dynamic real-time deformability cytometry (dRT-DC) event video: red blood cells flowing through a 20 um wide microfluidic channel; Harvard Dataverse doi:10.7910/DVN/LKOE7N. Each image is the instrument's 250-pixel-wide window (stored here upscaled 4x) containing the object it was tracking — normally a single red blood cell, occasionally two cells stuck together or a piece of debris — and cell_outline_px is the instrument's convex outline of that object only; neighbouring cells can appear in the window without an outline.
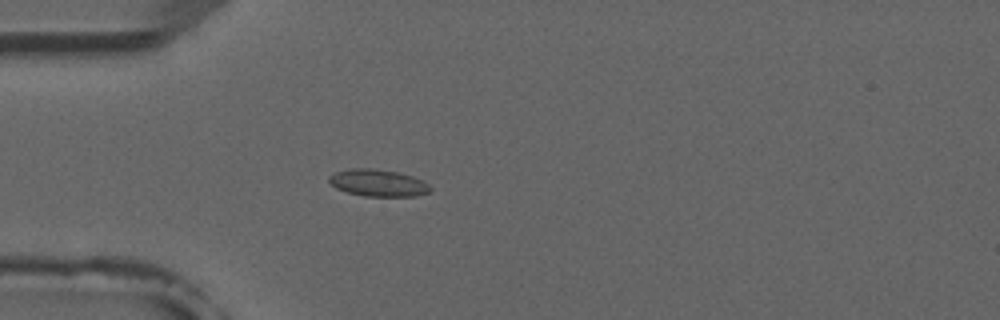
{"species": "common noctule bat (a hibernating species)", "species_latin": "Nyctalus noctula", "temperature_condition": "room temperature", "stored_images_in_passage": 38, "camera_frame_rate_fps": 3000, "um_per_image_px": 0.085, "animal": {"sex": "male", "forearm_length_mm": 52.5}, "frame": {"image": 1, "passage_image": 1, "time_ms": 0.0, "image_size_px": [1000, 320], "cell_outline_px": [[420, 192], [392, 196], [380, 196], [352, 192], [340, 188], [332, 180], [348, 172], [384, 172], [400, 176]], "centroid_in_image_um": [31.86, 15.63], "position_along_channel_um": 53.1, "area_um2": 10.81}}
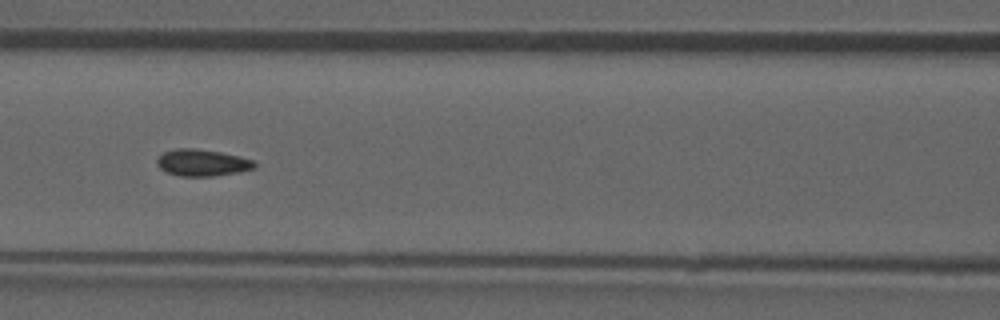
{"frame": {"image": 2, "passage_image": 9, "time_ms": 2.667, "image_size_px": [1000, 320], "cell_outline_px": [[252, 164], [248, 168], [224, 172], [172, 172], [164, 168], [160, 164], [160, 160], [164, 156], [172, 152], [208, 152], [248, 160]], "centroid_in_image_um": [17.19, 13.82], "position_along_channel_um": 149.4, "area_um2": 10.75}}
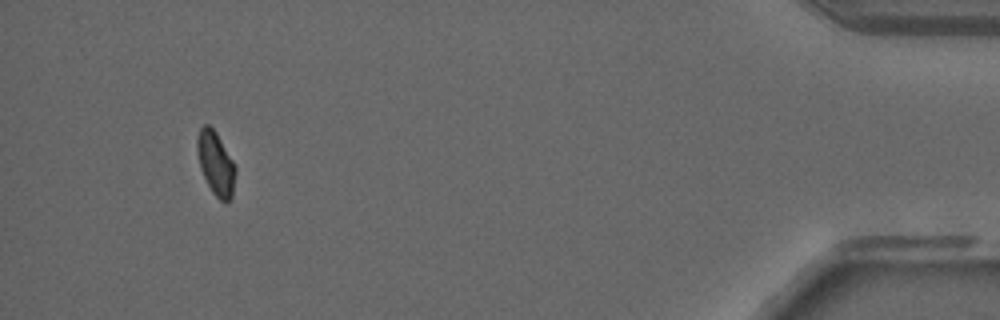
{"frame": {"image": 3, "passage_image": 35, "time_ms": 11.333, "image_size_px": [1000, 320], "cell_outline_px": [[232, 184], [228, 200], [224, 200], [212, 188], [204, 172], [200, 160], [200, 132], [204, 128], [212, 128], [232, 164]], "centroid_in_image_um": [18.34, 13.88], "position_along_channel_um": 416.9, "area_um2": 11.1}, "authors_computed_cell_mechanics": {"area_um2": 11.0976, "velocity_mm_per_s": 3.9205, "shape_relaxation_time_tau1_ms": null, "shape_relaxation_time_tau2_ms": 2.8033, "deformation_change_tau1": null, "deformation_change_tau2": 0.0632}}